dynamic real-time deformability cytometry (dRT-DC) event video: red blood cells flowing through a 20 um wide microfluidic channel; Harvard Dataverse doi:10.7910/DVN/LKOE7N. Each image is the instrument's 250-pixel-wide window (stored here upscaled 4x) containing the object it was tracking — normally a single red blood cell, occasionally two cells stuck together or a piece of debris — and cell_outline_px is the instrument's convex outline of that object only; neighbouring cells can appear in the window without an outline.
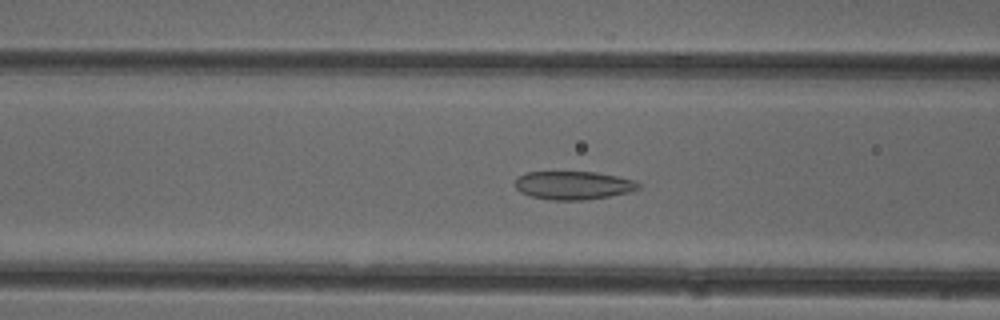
{"species": "common noctule bat (a hibernating species)", "species_latin": "Nyctalus noctula", "temperature_condition": "cold", "stored_images_in_passage": 37, "camera_frame_rate_fps": 3000, "um_per_image_px": 0.085, "animal": {"sex": "female"}, "frame": {"image": 1, "passage_image": 6, "time_ms": 1.667, "image_size_px": [1000, 320], "cell_outline_px": [[644, 184], [640, 188], [632, 192], [584, 200], [552, 200], [532, 196], [520, 192], [516, 188], [516, 180], [524, 172], [596, 172], [636, 180]], "centroid_in_image_um": [48.8, 15.75], "position_along_channel_um": 117.8, "area_um2": 20.46}}
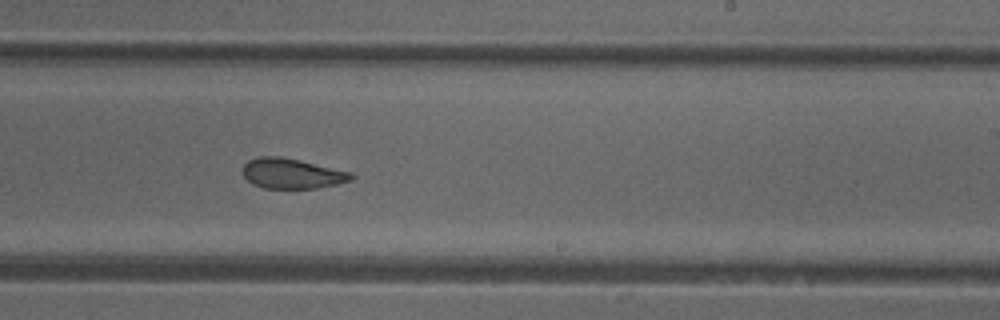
{"frame": {"image": 2, "passage_image": 17, "time_ms": 5.333, "image_size_px": [1000, 320], "cell_outline_px": [[356, 176], [352, 180], [336, 184], [316, 188], [264, 188], [252, 184], [244, 176], [244, 164], [248, 160], [260, 156], [280, 156], [300, 160], [352, 172]], "centroid_in_image_um": [24.84, 14.74], "position_along_channel_um": 264.2, "area_um2": 19.07}}
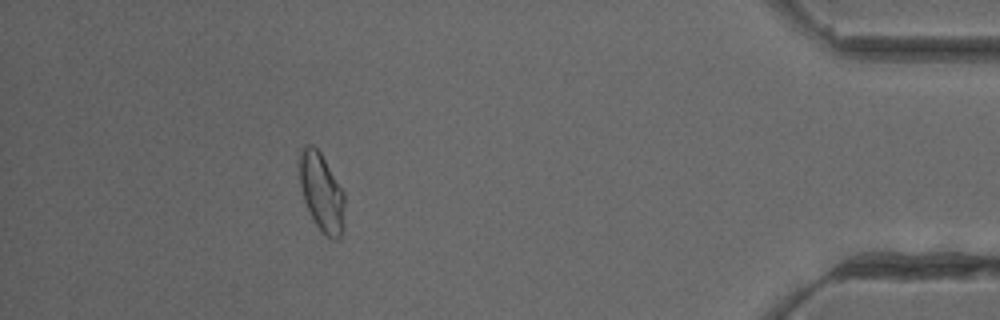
{"frame": {"image": 3, "passage_image": 32, "time_ms": 10.333, "image_size_px": [1000, 320], "cell_outline_px": [[344, 232], [336, 240], [332, 240], [316, 224], [304, 200], [300, 188], [296, 164], [296, 160], [300, 148], [304, 144], [312, 144], [320, 152], [344, 192]], "centroid_in_image_um": [27.29, 16.27], "position_along_channel_um": 407.9, "area_um2": 21.1}, "authors_computed_cell_mechanics": {"area_um2": 20.23, "velocity_mm_per_s": 3.9898, "shape_relaxation_time_tau1_ms": null, "shape_relaxation_time_tau2_ms": 1.9464, "deformation_change_tau1": null, "deformation_change_tau2": 0.0793}}